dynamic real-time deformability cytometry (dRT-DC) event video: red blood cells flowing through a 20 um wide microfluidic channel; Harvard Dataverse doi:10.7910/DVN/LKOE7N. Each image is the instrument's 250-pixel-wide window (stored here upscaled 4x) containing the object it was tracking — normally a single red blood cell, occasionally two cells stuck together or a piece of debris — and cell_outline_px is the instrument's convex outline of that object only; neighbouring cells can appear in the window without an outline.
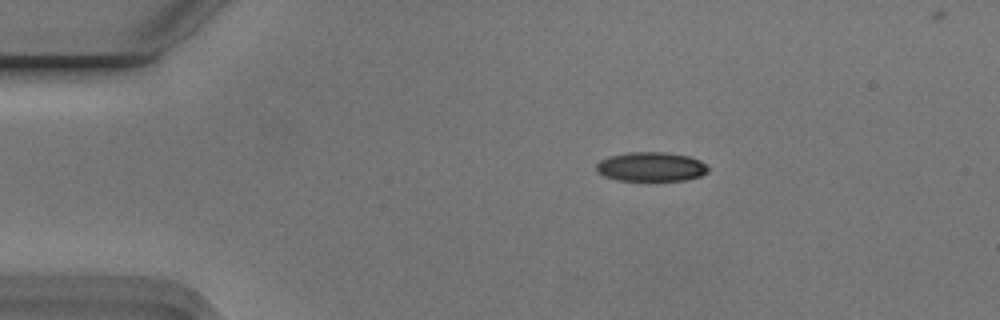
{"species": "Egyptian fruit bat (a non-hibernating species)", "species_latin": "Rousettus aegyptiacus", "temperature_condition": "cold", "stored_images_in_passage": 3, "camera_frame_rate_fps": 3000, "um_per_image_px": 0.085, "animal": {"sex": "male"}, "frame": {"image": 1, "passage_image": 1, "time_ms": 0.0, "image_size_px": [1000, 320], "cell_outline_px": [[708, 172], [700, 176], [684, 180], [616, 180], [604, 176], [596, 172], [596, 164], [600, 160], [608, 156], [628, 152], [664, 152], [688, 156], [700, 160], [708, 168]], "centroid_in_image_um": [55.3, 14.17], "position_along_channel_um": 29.7, "area_um2": 19.07}}